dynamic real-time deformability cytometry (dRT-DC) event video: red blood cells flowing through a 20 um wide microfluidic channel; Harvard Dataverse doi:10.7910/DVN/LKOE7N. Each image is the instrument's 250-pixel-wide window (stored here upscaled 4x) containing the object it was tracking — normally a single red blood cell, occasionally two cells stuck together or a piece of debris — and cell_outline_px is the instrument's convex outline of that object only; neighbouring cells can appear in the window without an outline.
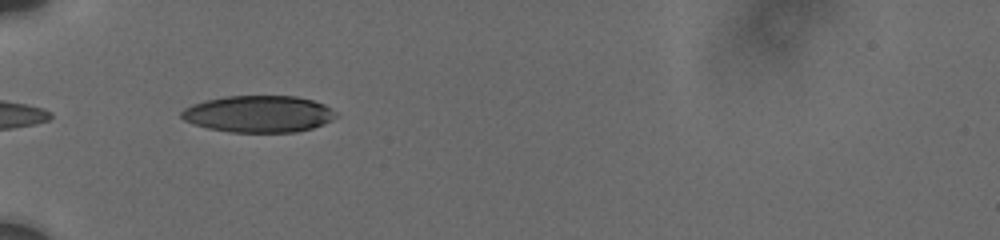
{"species": "human", "species_latin": "Homo sapiens", "temperature_condition": "cold", "stored_images_in_passage": 39, "camera_frame_rate_fps": 3000, "um_per_image_px": 0.085, "donor": {"sex": "male"}, "frame": {"image": 1, "passage_image": 1, "time_ms": 0.0, "image_size_px": [1000, 240], "cell_outline_px": [[336, 116], [332, 120], [324, 124], [312, 128], [296, 132], [228, 132], [208, 128], [184, 120], [180, 116], [180, 112], [184, 108], [192, 104], [208, 100], [228, 96], [296, 96], [312, 100], [324, 104], [332, 108], [336, 112]], "centroid_in_image_um": [22.0, 9.69], "position_along_channel_um": 63.0, "area_um2": 33.06}}
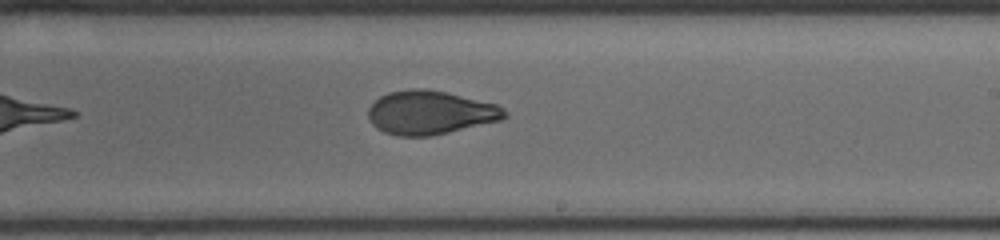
{"frame": {"image": 2, "passage_image": 22, "time_ms": 5.333, "image_size_px": [1000, 240], "cell_outline_px": [[508, 116], [504, 120], [448, 132], [428, 136], [400, 136], [384, 132], [376, 128], [372, 124], [368, 116], [368, 108], [380, 96], [388, 92], [412, 88], [424, 88], [444, 92], [496, 104], [504, 108], [508, 112]], "centroid_in_image_um": [36.58, 9.57], "position_along_channel_um": 252.4, "area_um2": 34.74}}
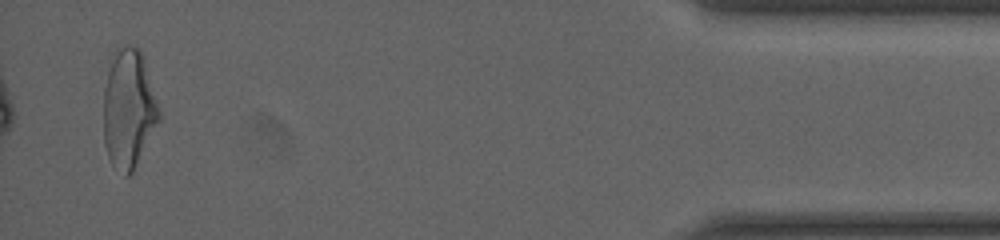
{"frame": {"image": 3, "passage_image": 39, "time_ms": 11.667, "image_size_px": [1000, 240], "cell_outline_px": [[160, 120], [132, 172], [128, 176], [124, 176], [112, 164], [108, 156], [104, 144], [104, 88], [112, 52], [120, 48], [140, 48], [144, 60], [160, 112]], "centroid_in_image_um": [10.92, 9.28], "position_along_channel_um": 424.3, "area_um2": 37.97}, "authors_computed_cell_mechanics": {"area_um2": 34.7956, "velocity_mm_per_s": 3.7441, "shape_relaxation_time_tau1_ms": 5.1352, "shape_relaxation_time_tau2_ms": 1.4193, "deformation_change_tau1": 0.1738, "deformation_change_tau2": 0.0701}}